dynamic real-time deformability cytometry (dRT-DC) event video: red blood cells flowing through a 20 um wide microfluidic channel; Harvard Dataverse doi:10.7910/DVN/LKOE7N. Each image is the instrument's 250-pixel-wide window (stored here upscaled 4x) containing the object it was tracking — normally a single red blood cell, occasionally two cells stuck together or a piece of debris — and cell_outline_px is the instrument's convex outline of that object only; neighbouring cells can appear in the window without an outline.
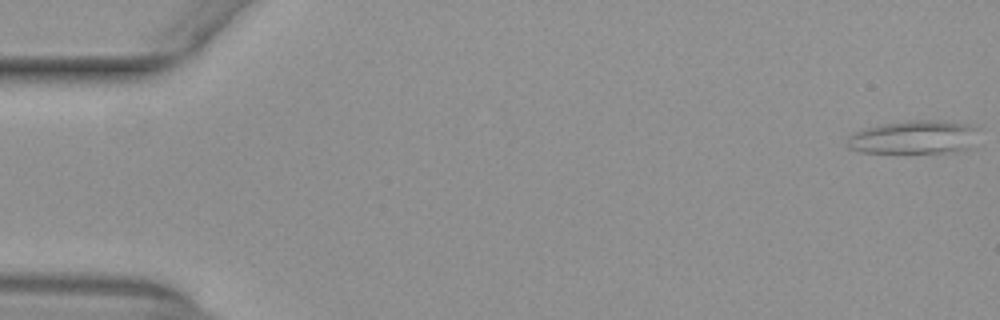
{"species": "common noctule bat (a hibernating species)", "species_latin": "Nyctalus noctula", "temperature_condition": "warm", "stored_images_in_passage": 53, "camera_frame_rate_fps": 3000, "um_per_image_px": 0.085, "animal": {"sex": "female", "body_mass_g": 29.2, "forearm_length_mm": 56.3}, "frame": {"image": 1, "passage_image": 1, "time_ms": 0.0, "image_size_px": [1000, 320], "cell_outline_px": [[980, 128], [968, 148], [956, 152], [860, 152], [848, 148], [848, 136], [852, 132], [864, 128], [880, 124], [912, 120], [944, 120], [968, 124]], "centroid_in_image_um": [77.67, 11.65], "position_along_channel_um": 7.3, "area_um2": 25.66}}
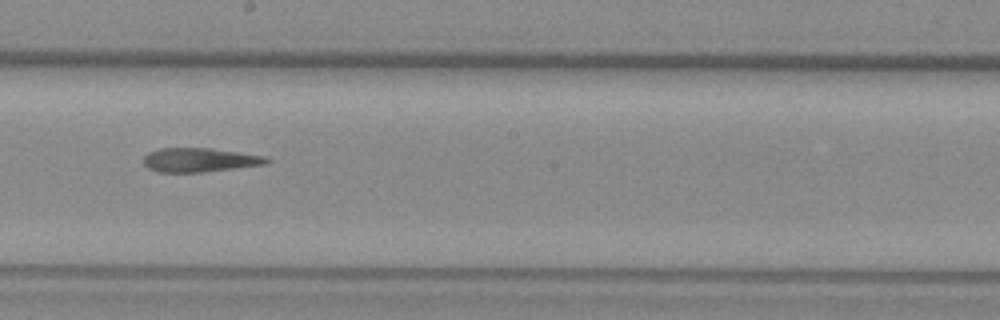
{"frame": {"image": 2, "passage_image": 30, "time_ms": 9.667, "image_size_px": [1000, 320], "cell_outline_px": [[272, 160], [268, 164], [200, 172], [160, 172], [148, 168], [144, 164], [144, 156], [148, 152], [160, 148], [212, 148], [268, 156]], "centroid_in_image_um": [17.02, 13.58], "position_along_channel_um": 231.2, "area_um2": 17.34}}
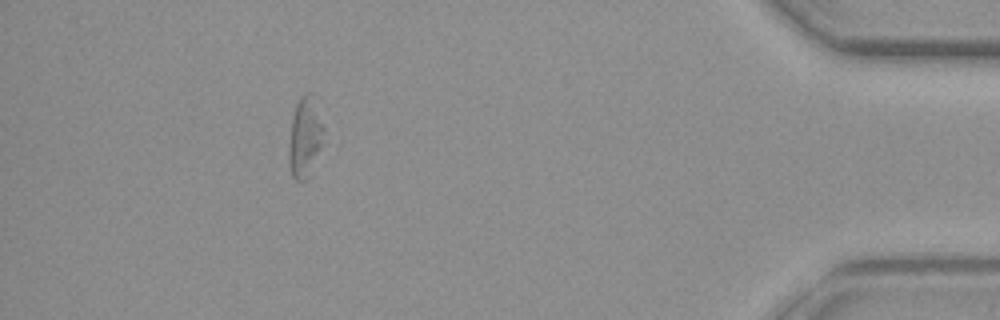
{"frame": {"image": 3, "passage_image": 48, "time_ms": 15.667, "image_size_px": [1000, 320], "cell_outline_px": [[324, 132], [320, 144], [308, 176], [304, 180], [296, 180], [292, 176], [288, 160], [288, 144], [292, 116], [296, 104], [300, 96], [304, 92], [308, 92], [324, 128]], "centroid_in_image_um": [25.85, 11.68], "position_along_channel_um": 409.4, "area_um2": 15.49}, "authors_computed_cell_mechanics": {"area_um2": 18.0914, "velocity_mm_per_s": 3.9336, "shape_relaxation_time_tau1_ms": null, "shape_relaxation_time_tau2_ms": 4.6144, "deformation_change_tau1": null, "deformation_change_tau2": 0.1973}}